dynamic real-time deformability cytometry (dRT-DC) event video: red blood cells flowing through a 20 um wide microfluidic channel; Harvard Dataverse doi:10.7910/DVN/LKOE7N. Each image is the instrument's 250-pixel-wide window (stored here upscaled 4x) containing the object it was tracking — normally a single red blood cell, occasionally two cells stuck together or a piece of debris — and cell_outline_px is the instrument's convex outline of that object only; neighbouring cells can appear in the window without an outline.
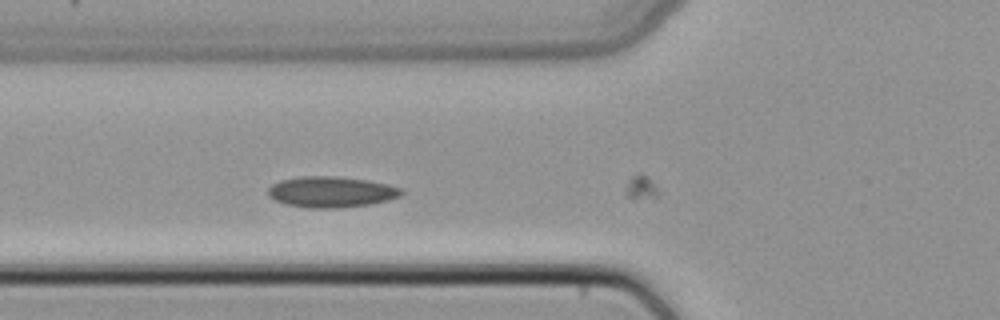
{"species": "common noctule bat (a hibernating species)", "species_latin": "Nyctalus noctula", "temperature_condition": "cold", "stored_images_in_passage": 15, "camera_frame_rate_fps": 3000, "um_per_image_px": 0.085, "animal": {"sex": "female", "body_mass_g": 22.7, "forearm_length_mm": 54.2}, "frame": {"image": 1, "passage_image": 5, "time_ms": 1.333, "image_size_px": [1000, 320], "cell_outline_px": [[404, 192], [400, 196], [388, 200], [368, 204], [336, 208], [312, 208], [284, 204], [268, 196], [268, 188], [272, 184], [280, 180], [300, 176], [336, 176], [368, 180], [388, 184], [400, 188]], "centroid_in_image_um": [28.13, 16.3], "position_along_channel_um": 97.7, "area_um2": 23.99}}
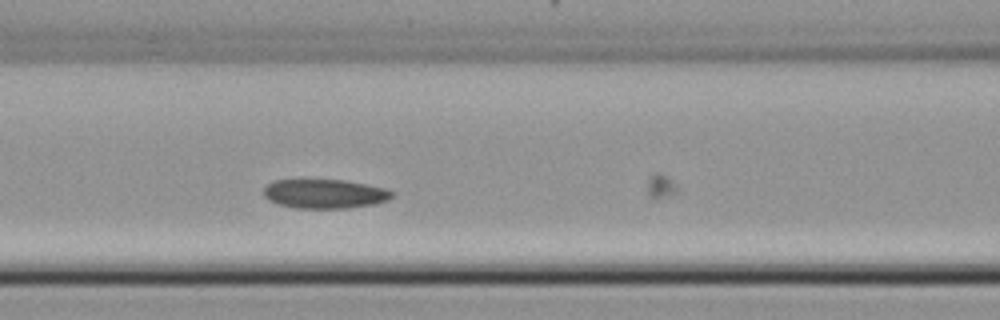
{"frame": {"image": 2, "passage_image": 8, "time_ms": 2.333, "image_size_px": [1000, 320], "cell_outline_px": [[396, 192], [388, 200], [376, 204], [348, 208], [296, 208], [276, 204], [268, 200], [264, 196], [264, 188], [272, 180], [300, 176], [304, 176], [344, 180], [384, 188]], "centroid_in_image_um": [27.52, 16.42], "position_along_channel_um": 139.1, "area_um2": 23.0}}